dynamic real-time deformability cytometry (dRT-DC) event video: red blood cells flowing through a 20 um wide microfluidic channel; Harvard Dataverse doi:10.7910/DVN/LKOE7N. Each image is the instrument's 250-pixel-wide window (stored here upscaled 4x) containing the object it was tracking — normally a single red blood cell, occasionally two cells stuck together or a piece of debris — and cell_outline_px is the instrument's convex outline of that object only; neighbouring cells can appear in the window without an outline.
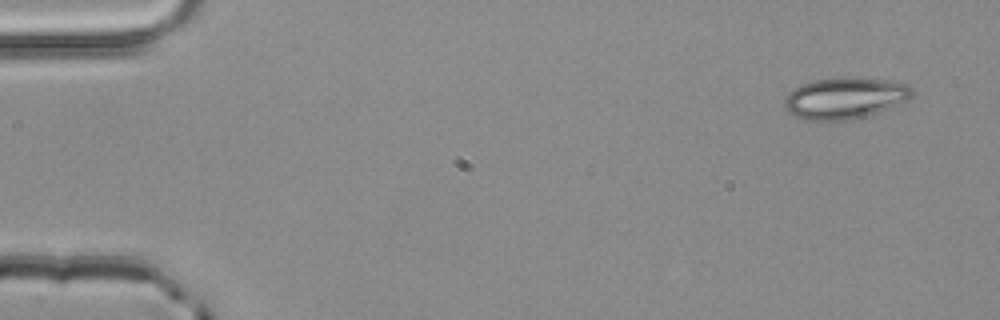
{"species": "common noctule bat (a hibernating species)", "species_latin": "Nyctalus noctula", "temperature_condition": "room temperature", "stored_images_in_passage": 4, "camera_frame_rate_fps": 3000, "um_per_image_px": 0.085, "animal": {"sex": "male", "body_mass_g": 20.4}, "frame": {"image": 1, "passage_image": 1, "time_ms": 0.0, "image_size_px": [1000, 320], "cell_outline_px": [[916, 92], [908, 100], [888, 108], [876, 112], [844, 120], [824, 124], [804, 120], [788, 112], [784, 108], [784, 100], [788, 92], [800, 84], [812, 80], [836, 76], [856, 76], [892, 80], [908, 84]], "centroid_in_image_um": [71.78, 8.32], "position_along_channel_um": 13.2, "area_um2": 31.91}}